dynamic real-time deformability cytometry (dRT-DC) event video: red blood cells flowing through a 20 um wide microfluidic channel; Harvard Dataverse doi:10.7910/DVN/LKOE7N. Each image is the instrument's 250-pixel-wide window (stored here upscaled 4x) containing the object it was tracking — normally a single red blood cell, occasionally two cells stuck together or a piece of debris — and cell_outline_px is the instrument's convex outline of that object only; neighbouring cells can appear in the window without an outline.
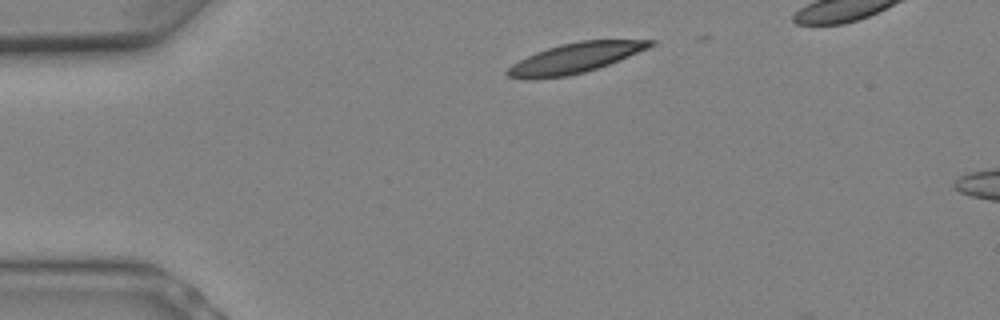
{"species": "Egyptian fruit bat (a non-hibernating species)", "species_latin": "Rousettus aegyptiacus", "temperature_condition": "warm", "stored_images_in_passage": 2, "camera_frame_rate_fps": 3000, "um_per_image_px": 0.085, "animal": {"sex": "female"}, "frame": {"image": 1, "passage_image": 1, "time_ms": 0.0, "image_size_px": [1000, 320], "cell_outline_px": [[656, 44], [648, 48], [620, 60], [584, 72], [564, 76], [536, 80], [528, 80], [508, 76], [504, 72], [512, 64], [536, 52], [548, 48], [580, 40], [656, 40]], "centroid_in_image_um": [48.87, 4.94], "position_along_channel_um": 36.1, "area_um2": 24.8}}